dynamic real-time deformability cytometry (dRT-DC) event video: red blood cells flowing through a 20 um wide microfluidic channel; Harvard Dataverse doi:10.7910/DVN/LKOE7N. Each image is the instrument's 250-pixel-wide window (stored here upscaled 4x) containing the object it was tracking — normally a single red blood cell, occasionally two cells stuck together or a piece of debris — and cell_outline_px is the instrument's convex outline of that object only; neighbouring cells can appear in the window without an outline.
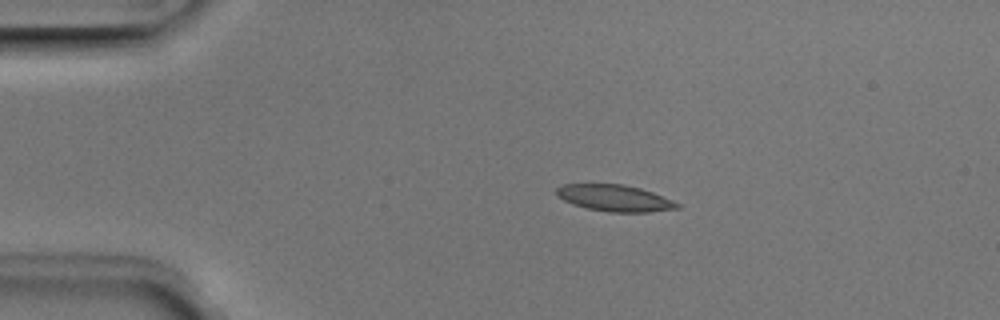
{"species": "Egyptian fruit bat (a non-hibernating species)", "species_latin": "Rousettus aegyptiacus", "temperature_condition": "room temperature", "stored_images_in_passage": 42, "camera_frame_rate_fps": 3000, "um_per_image_px": 0.085, "animal": {"sex": "male"}, "frame": {"image": 1, "passage_image": 1, "time_ms": 0.0, "image_size_px": [1000, 320], "cell_outline_px": [[680, 208], [648, 212], [608, 212], [588, 208], [572, 204], [556, 196], [556, 188], [564, 184], [624, 184], [640, 188], [652, 192], [672, 200], [680, 204]], "centroid_in_image_um": [52.24, 16.83], "position_along_channel_um": 32.8, "area_um2": 18.61}}
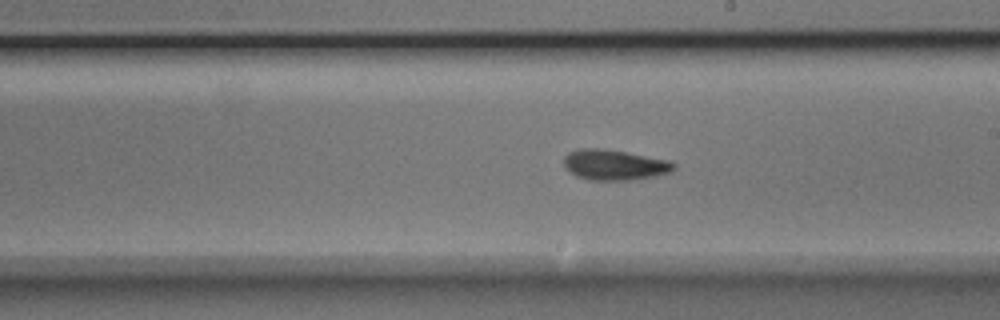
{"frame": {"image": 2, "passage_image": 20, "time_ms": 6.333, "image_size_px": [1000, 320], "cell_outline_px": [[676, 168], [672, 172], [656, 176], [628, 180], [588, 180], [576, 176], [568, 172], [564, 164], [564, 156], [568, 152], [580, 148], [600, 148], [672, 160], [676, 164]], "centroid_in_image_um": [52.24, 14.01], "position_along_channel_um": 236.8, "area_um2": 19.77}}
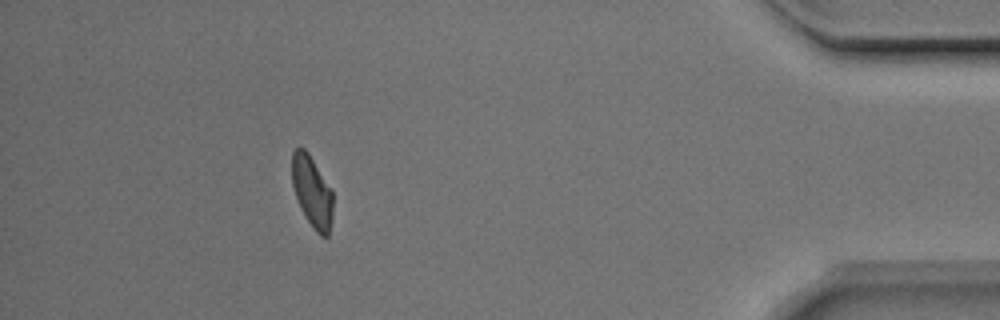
{"frame": {"image": 3, "passage_image": 37, "time_ms": 12.0, "image_size_px": [1000, 320], "cell_outline_px": [[332, 220], [328, 236], [320, 236], [312, 228], [300, 208], [292, 184], [292, 152], [296, 148], [304, 148], [308, 152], [332, 192]], "centroid_in_image_um": [26.51, 16.32], "position_along_channel_um": 408.7, "area_um2": 16.82}, "authors_computed_cell_mechanics": {"area_um2": 18.6116, "velocity_mm_per_s": 3.96, "shape_relaxation_time_tau1_ms": 5.5466, "shape_relaxation_time_tau2_ms": 1.8241, "deformation_change_tau1": 0.1325, "deformation_change_tau2": 0.0781}}